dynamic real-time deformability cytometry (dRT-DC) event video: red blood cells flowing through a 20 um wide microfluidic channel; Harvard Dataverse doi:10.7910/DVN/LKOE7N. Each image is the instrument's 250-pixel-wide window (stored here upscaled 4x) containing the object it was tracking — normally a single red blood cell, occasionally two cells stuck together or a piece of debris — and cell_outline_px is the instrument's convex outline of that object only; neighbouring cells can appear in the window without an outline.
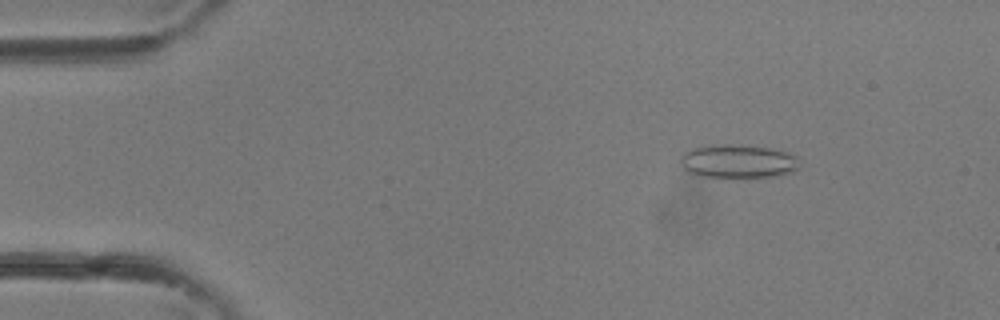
{"species": "common noctule bat (a hibernating species)", "species_latin": "Nyctalus noctula", "temperature_condition": "room temperature", "stored_images_in_passage": 11, "camera_frame_rate_fps": 3000, "um_per_image_px": 0.085, "animal": {"sex": "female"}, "frame": {"image": 1, "passage_image": 5, "time_ms": 1.333, "image_size_px": [1000, 320], "cell_outline_px": [[800, 168], [792, 172], [772, 176], [704, 176], [688, 172], [680, 164], [680, 156], [688, 148], [712, 144], [732, 144], [768, 148], [784, 152], [796, 156]], "centroid_in_image_um": [62.67, 13.68], "position_along_channel_um": 22.3, "area_um2": 23.0}}